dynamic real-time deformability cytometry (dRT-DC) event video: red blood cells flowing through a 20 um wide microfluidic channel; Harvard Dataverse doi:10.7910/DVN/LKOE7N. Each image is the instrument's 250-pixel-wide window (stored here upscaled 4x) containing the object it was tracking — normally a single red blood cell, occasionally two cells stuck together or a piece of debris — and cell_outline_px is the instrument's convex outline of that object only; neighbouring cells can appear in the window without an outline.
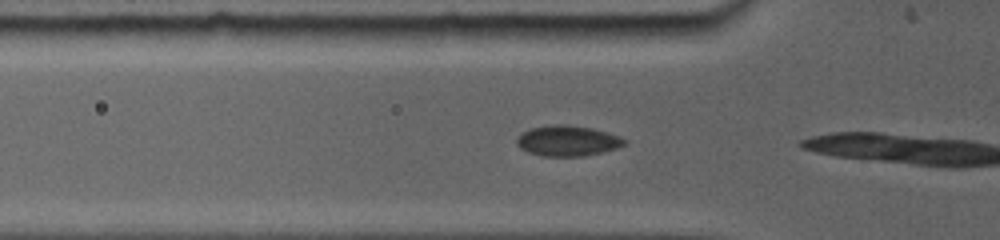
{"species": "common noctule bat (a hibernating species)", "species_latin": "Nyctalus noctula", "temperature_condition": "room temperature", "stored_images_in_passage": 5, "camera_frame_rate_fps": 5000, "um_per_image_px": 0.085, "animal": {"sex": "female", "body_mass_g": 19.0, "forearm_length_mm": 56.7}, "frame": {"image": 1, "passage_image": 3, "time_ms": 1.0, "image_size_px": [1000, 240], "cell_outline_px": [[624, 144], [616, 148], [584, 156], [544, 156], [528, 152], [520, 148], [516, 140], [524, 132], [532, 128], [588, 128], [604, 132], [616, 136], [624, 140]], "centroid_in_image_um": [48.22, 12.04], "position_along_channel_um": 77.6, "area_um2": 17.51}}